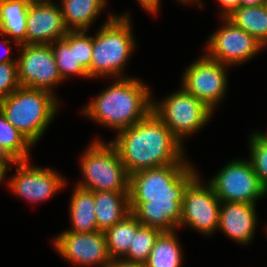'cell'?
<instances>
[{"label":"cell","mask_w":267,"mask_h":267,"mask_svg":"<svg viewBox=\"0 0 267 267\" xmlns=\"http://www.w3.org/2000/svg\"><path fill=\"white\" fill-rule=\"evenodd\" d=\"M255 134L265 143L267 144V132L266 133H260L255 132Z\"/></svg>","instance_id":"obj_37"},{"label":"cell","mask_w":267,"mask_h":267,"mask_svg":"<svg viewBox=\"0 0 267 267\" xmlns=\"http://www.w3.org/2000/svg\"><path fill=\"white\" fill-rule=\"evenodd\" d=\"M191 164H172L129 175V208L138 221L162 232L179 227L183 193L197 175Z\"/></svg>","instance_id":"obj_1"},{"label":"cell","mask_w":267,"mask_h":267,"mask_svg":"<svg viewBox=\"0 0 267 267\" xmlns=\"http://www.w3.org/2000/svg\"><path fill=\"white\" fill-rule=\"evenodd\" d=\"M227 67L204 54L187 67L183 73L181 88L214 111V107L224 99L227 91Z\"/></svg>","instance_id":"obj_10"},{"label":"cell","mask_w":267,"mask_h":267,"mask_svg":"<svg viewBox=\"0 0 267 267\" xmlns=\"http://www.w3.org/2000/svg\"><path fill=\"white\" fill-rule=\"evenodd\" d=\"M66 28L61 7L52 1L29 4L27 13L26 44H51L62 39Z\"/></svg>","instance_id":"obj_15"},{"label":"cell","mask_w":267,"mask_h":267,"mask_svg":"<svg viewBox=\"0 0 267 267\" xmlns=\"http://www.w3.org/2000/svg\"><path fill=\"white\" fill-rule=\"evenodd\" d=\"M12 164H1L0 163V183L5 179L7 170L9 169Z\"/></svg>","instance_id":"obj_36"},{"label":"cell","mask_w":267,"mask_h":267,"mask_svg":"<svg viewBox=\"0 0 267 267\" xmlns=\"http://www.w3.org/2000/svg\"><path fill=\"white\" fill-rule=\"evenodd\" d=\"M209 183L221 202L256 204L267 194L248 160H232Z\"/></svg>","instance_id":"obj_8"},{"label":"cell","mask_w":267,"mask_h":267,"mask_svg":"<svg viewBox=\"0 0 267 267\" xmlns=\"http://www.w3.org/2000/svg\"><path fill=\"white\" fill-rule=\"evenodd\" d=\"M80 167L84 181L77 187L93 192H129V175L110 142L93 140L81 157Z\"/></svg>","instance_id":"obj_6"},{"label":"cell","mask_w":267,"mask_h":267,"mask_svg":"<svg viewBox=\"0 0 267 267\" xmlns=\"http://www.w3.org/2000/svg\"><path fill=\"white\" fill-rule=\"evenodd\" d=\"M255 205L243 202H221L218 230L220 229L239 244L251 242L257 226Z\"/></svg>","instance_id":"obj_16"},{"label":"cell","mask_w":267,"mask_h":267,"mask_svg":"<svg viewBox=\"0 0 267 267\" xmlns=\"http://www.w3.org/2000/svg\"><path fill=\"white\" fill-rule=\"evenodd\" d=\"M140 3L141 7H143L146 11L151 12L153 14H156L157 11L159 10V4L160 0H138Z\"/></svg>","instance_id":"obj_31"},{"label":"cell","mask_w":267,"mask_h":267,"mask_svg":"<svg viewBox=\"0 0 267 267\" xmlns=\"http://www.w3.org/2000/svg\"><path fill=\"white\" fill-rule=\"evenodd\" d=\"M93 48V36H88L86 30L75 31V56L79 63L91 78V58Z\"/></svg>","instance_id":"obj_28"},{"label":"cell","mask_w":267,"mask_h":267,"mask_svg":"<svg viewBox=\"0 0 267 267\" xmlns=\"http://www.w3.org/2000/svg\"><path fill=\"white\" fill-rule=\"evenodd\" d=\"M0 144L18 161H29L30 141L0 111Z\"/></svg>","instance_id":"obj_25"},{"label":"cell","mask_w":267,"mask_h":267,"mask_svg":"<svg viewBox=\"0 0 267 267\" xmlns=\"http://www.w3.org/2000/svg\"><path fill=\"white\" fill-rule=\"evenodd\" d=\"M56 98L49 91L20 86L0 99V111L34 146L57 113Z\"/></svg>","instance_id":"obj_4"},{"label":"cell","mask_w":267,"mask_h":267,"mask_svg":"<svg viewBox=\"0 0 267 267\" xmlns=\"http://www.w3.org/2000/svg\"><path fill=\"white\" fill-rule=\"evenodd\" d=\"M227 18L264 46L267 45V9L266 5L245 6L235 9Z\"/></svg>","instance_id":"obj_23"},{"label":"cell","mask_w":267,"mask_h":267,"mask_svg":"<svg viewBox=\"0 0 267 267\" xmlns=\"http://www.w3.org/2000/svg\"><path fill=\"white\" fill-rule=\"evenodd\" d=\"M151 95L150 88L139 79L117 78L89 102L82 113L119 132L143 120L152 111L154 99Z\"/></svg>","instance_id":"obj_3"},{"label":"cell","mask_w":267,"mask_h":267,"mask_svg":"<svg viewBox=\"0 0 267 267\" xmlns=\"http://www.w3.org/2000/svg\"><path fill=\"white\" fill-rule=\"evenodd\" d=\"M267 0H240V6H261L266 3Z\"/></svg>","instance_id":"obj_35"},{"label":"cell","mask_w":267,"mask_h":267,"mask_svg":"<svg viewBox=\"0 0 267 267\" xmlns=\"http://www.w3.org/2000/svg\"><path fill=\"white\" fill-rule=\"evenodd\" d=\"M224 24L207 40L206 55L224 65H239L251 59L265 46L236 26L227 17Z\"/></svg>","instance_id":"obj_12"},{"label":"cell","mask_w":267,"mask_h":267,"mask_svg":"<svg viewBox=\"0 0 267 267\" xmlns=\"http://www.w3.org/2000/svg\"><path fill=\"white\" fill-rule=\"evenodd\" d=\"M250 163L257 174L258 179L267 191V144H265L255 133L250 135Z\"/></svg>","instance_id":"obj_27"},{"label":"cell","mask_w":267,"mask_h":267,"mask_svg":"<svg viewBox=\"0 0 267 267\" xmlns=\"http://www.w3.org/2000/svg\"><path fill=\"white\" fill-rule=\"evenodd\" d=\"M70 201L69 211L72 228L67 231L77 233L97 231L94 192L76 186Z\"/></svg>","instance_id":"obj_20"},{"label":"cell","mask_w":267,"mask_h":267,"mask_svg":"<svg viewBox=\"0 0 267 267\" xmlns=\"http://www.w3.org/2000/svg\"><path fill=\"white\" fill-rule=\"evenodd\" d=\"M0 163L16 165L17 161L9 154V152L0 144Z\"/></svg>","instance_id":"obj_32"},{"label":"cell","mask_w":267,"mask_h":267,"mask_svg":"<svg viewBox=\"0 0 267 267\" xmlns=\"http://www.w3.org/2000/svg\"><path fill=\"white\" fill-rule=\"evenodd\" d=\"M50 45L63 80L70 75L90 78L89 73L79 63H76L75 31H68L62 39L56 40Z\"/></svg>","instance_id":"obj_24"},{"label":"cell","mask_w":267,"mask_h":267,"mask_svg":"<svg viewBox=\"0 0 267 267\" xmlns=\"http://www.w3.org/2000/svg\"><path fill=\"white\" fill-rule=\"evenodd\" d=\"M109 142L118 151L128 175L172 164H189L184 159V145L153 111L119 131Z\"/></svg>","instance_id":"obj_2"},{"label":"cell","mask_w":267,"mask_h":267,"mask_svg":"<svg viewBox=\"0 0 267 267\" xmlns=\"http://www.w3.org/2000/svg\"><path fill=\"white\" fill-rule=\"evenodd\" d=\"M19 87L17 63H0V99L12 94Z\"/></svg>","instance_id":"obj_29"},{"label":"cell","mask_w":267,"mask_h":267,"mask_svg":"<svg viewBox=\"0 0 267 267\" xmlns=\"http://www.w3.org/2000/svg\"><path fill=\"white\" fill-rule=\"evenodd\" d=\"M152 111L181 142L211 119L213 111L183 88L161 102L152 101Z\"/></svg>","instance_id":"obj_7"},{"label":"cell","mask_w":267,"mask_h":267,"mask_svg":"<svg viewBox=\"0 0 267 267\" xmlns=\"http://www.w3.org/2000/svg\"><path fill=\"white\" fill-rule=\"evenodd\" d=\"M28 4H39V3H45L49 2L51 0H24Z\"/></svg>","instance_id":"obj_38"},{"label":"cell","mask_w":267,"mask_h":267,"mask_svg":"<svg viewBox=\"0 0 267 267\" xmlns=\"http://www.w3.org/2000/svg\"><path fill=\"white\" fill-rule=\"evenodd\" d=\"M218 3L222 6V17H227L230 15L235 9L240 7V0H218Z\"/></svg>","instance_id":"obj_30"},{"label":"cell","mask_w":267,"mask_h":267,"mask_svg":"<svg viewBox=\"0 0 267 267\" xmlns=\"http://www.w3.org/2000/svg\"><path fill=\"white\" fill-rule=\"evenodd\" d=\"M28 163L29 161H18L16 174L8 180V188L21 198L34 203L45 201L66 185V180L59 173Z\"/></svg>","instance_id":"obj_14"},{"label":"cell","mask_w":267,"mask_h":267,"mask_svg":"<svg viewBox=\"0 0 267 267\" xmlns=\"http://www.w3.org/2000/svg\"><path fill=\"white\" fill-rule=\"evenodd\" d=\"M178 1H180V2H182V3H188V2H195L196 4H198L200 7L202 6L203 7V4H202V2H200V0H178Z\"/></svg>","instance_id":"obj_39"},{"label":"cell","mask_w":267,"mask_h":267,"mask_svg":"<svg viewBox=\"0 0 267 267\" xmlns=\"http://www.w3.org/2000/svg\"><path fill=\"white\" fill-rule=\"evenodd\" d=\"M107 267H144V264L131 263L123 259H114Z\"/></svg>","instance_id":"obj_33"},{"label":"cell","mask_w":267,"mask_h":267,"mask_svg":"<svg viewBox=\"0 0 267 267\" xmlns=\"http://www.w3.org/2000/svg\"><path fill=\"white\" fill-rule=\"evenodd\" d=\"M28 6L24 0H0V35L17 46L26 44Z\"/></svg>","instance_id":"obj_18"},{"label":"cell","mask_w":267,"mask_h":267,"mask_svg":"<svg viewBox=\"0 0 267 267\" xmlns=\"http://www.w3.org/2000/svg\"><path fill=\"white\" fill-rule=\"evenodd\" d=\"M130 21L128 14L119 17L110 14L99 28L93 37L91 78L125 77L121 76L123 68L135 48Z\"/></svg>","instance_id":"obj_5"},{"label":"cell","mask_w":267,"mask_h":267,"mask_svg":"<svg viewBox=\"0 0 267 267\" xmlns=\"http://www.w3.org/2000/svg\"><path fill=\"white\" fill-rule=\"evenodd\" d=\"M17 58L18 80L22 87L53 93L61 78L50 44H22ZM22 46V47H21Z\"/></svg>","instance_id":"obj_11"},{"label":"cell","mask_w":267,"mask_h":267,"mask_svg":"<svg viewBox=\"0 0 267 267\" xmlns=\"http://www.w3.org/2000/svg\"><path fill=\"white\" fill-rule=\"evenodd\" d=\"M106 2L107 0H61V12L66 28L69 31H88L105 8Z\"/></svg>","instance_id":"obj_19"},{"label":"cell","mask_w":267,"mask_h":267,"mask_svg":"<svg viewBox=\"0 0 267 267\" xmlns=\"http://www.w3.org/2000/svg\"><path fill=\"white\" fill-rule=\"evenodd\" d=\"M0 42H3V44H5V47H6V50H5L6 56L0 57V63H17V60H14L11 57L7 56V54H9L11 51V46L8 44V42H10L9 38L7 39L6 37V39Z\"/></svg>","instance_id":"obj_34"},{"label":"cell","mask_w":267,"mask_h":267,"mask_svg":"<svg viewBox=\"0 0 267 267\" xmlns=\"http://www.w3.org/2000/svg\"><path fill=\"white\" fill-rule=\"evenodd\" d=\"M141 225L137 217L130 212L120 222L104 232L108 253L112 260L124 258L130 249L133 236Z\"/></svg>","instance_id":"obj_21"},{"label":"cell","mask_w":267,"mask_h":267,"mask_svg":"<svg viewBox=\"0 0 267 267\" xmlns=\"http://www.w3.org/2000/svg\"><path fill=\"white\" fill-rule=\"evenodd\" d=\"M162 231L141 225L133 236L130 249L122 258L131 263L144 264Z\"/></svg>","instance_id":"obj_26"},{"label":"cell","mask_w":267,"mask_h":267,"mask_svg":"<svg viewBox=\"0 0 267 267\" xmlns=\"http://www.w3.org/2000/svg\"><path fill=\"white\" fill-rule=\"evenodd\" d=\"M94 201L98 231L105 232L130 213L129 192L95 191Z\"/></svg>","instance_id":"obj_17"},{"label":"cell","mask_w":267,"mask_h":267,"mask_svg":"<svg viewBox=\"0 0 267 267\" xmlns=\"http://www.w3.org/2000/svg\"><path fill=\"white\" fill-rule=\"evenodd\" d=\"M53 243L63 259L80 266L107 267L112 261L105 234L98 230L90 233L63 231L55 237Z\"/></svg>","instance_id":"obj_13"},{"label":"cell","mask_w":267,"mask_h":267,"mask_svg":"<svg viewBox=\"0 0 267 267\" xmlns=\"http://www.w3.org/2000/svg\"><path fill=\"white\" fill-rule=\"evenodd\" d=\"M220 205L211 184H202L197 174L184 190L179 227L189 225L205 235L213 233L218 230Z\"/></svg>","instance_id":"obj_9"},{"label":"cell","mask_w":267,"mask_h":267,"mask_svg":"<svg viewBox=\"0 0 267 267\" xmlns=\"http://www.w3.org/2000/svg\"><path fill=\"white\" fill-rule=\"evenodd\" d=\"M174 231L162 232L153 246L144 267H181L182 249Z\"/></svg>","instance_id":"obj_22"}]
</instances>
